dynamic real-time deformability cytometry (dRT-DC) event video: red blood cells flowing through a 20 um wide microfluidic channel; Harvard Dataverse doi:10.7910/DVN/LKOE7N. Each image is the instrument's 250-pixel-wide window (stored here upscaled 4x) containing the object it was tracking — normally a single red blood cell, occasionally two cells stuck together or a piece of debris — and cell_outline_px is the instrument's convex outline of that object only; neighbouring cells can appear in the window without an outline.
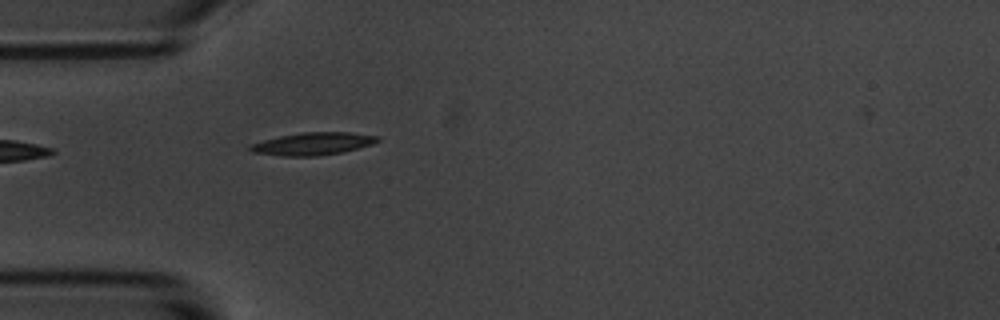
{"species": "common noctule bat (a hibernating species)", "species_latin": "Nyctalus noctula", "temperature_condition": "room temperature", "stored_images_in_passage": 1, "camera_frame_rate_fps": 3000, "um_per_image_px": 0.085, "animal": {"sex": "male", "body_mass_g": 20.1, "forearm_length_mm": 53.5}, "frame": {"image": 1, "passage_image": 1, "time_ms": 0.0, "image_size_px": [1000, 320], "cell_outline_px": [[380, 140], [372, 144], [344, 152], [316, 156], [280, 156], [252, 152], [248, 148], [248, 144], [280, 136], [300, 132], [348, 132], [380, 136]], "centroid_in_image_um": [26.58, 12.22], "position_along_channel_um": 58.4, "area_um2": 16.88}}